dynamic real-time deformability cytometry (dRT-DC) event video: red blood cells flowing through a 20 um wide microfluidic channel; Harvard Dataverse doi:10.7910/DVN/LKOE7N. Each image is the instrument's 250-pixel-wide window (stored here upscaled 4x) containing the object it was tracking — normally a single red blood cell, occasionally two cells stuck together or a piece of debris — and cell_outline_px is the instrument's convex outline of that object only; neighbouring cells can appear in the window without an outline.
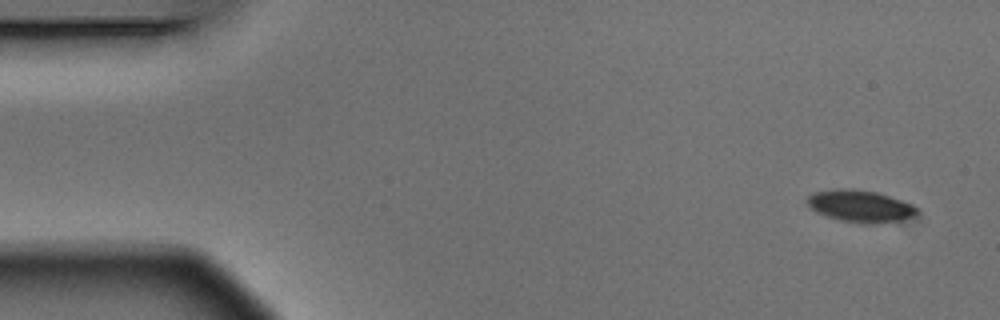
{"species": "Egyptian fruit bat (a non-hibernating species)", "species_latin": "Rousettus aegyptiacus", "temperature_condition": "warm", "stored_images_in_passage": 5, "camera_frame_rate_fps": 3000, "um_per_image_px": 0.085, "animal": {"sex": "male"}, "frame": {"image": 1, "passage_image": 1, "time_ms": 0.0, "image_size_px": [1000, 320], "cell_outline_px": [[916, 216], [904, 220], [872, 224], [864, 224], [840, 220], [816, 212], [808, 204], [808, 196], [812, 192], [840, 188], [852, 188], [876, 192], [912, 204], [916, 208]], "centroid_in_image_um": [73.13, 17.52], "position_along_channel_um": 11.9, "area_um2": 20.4}}